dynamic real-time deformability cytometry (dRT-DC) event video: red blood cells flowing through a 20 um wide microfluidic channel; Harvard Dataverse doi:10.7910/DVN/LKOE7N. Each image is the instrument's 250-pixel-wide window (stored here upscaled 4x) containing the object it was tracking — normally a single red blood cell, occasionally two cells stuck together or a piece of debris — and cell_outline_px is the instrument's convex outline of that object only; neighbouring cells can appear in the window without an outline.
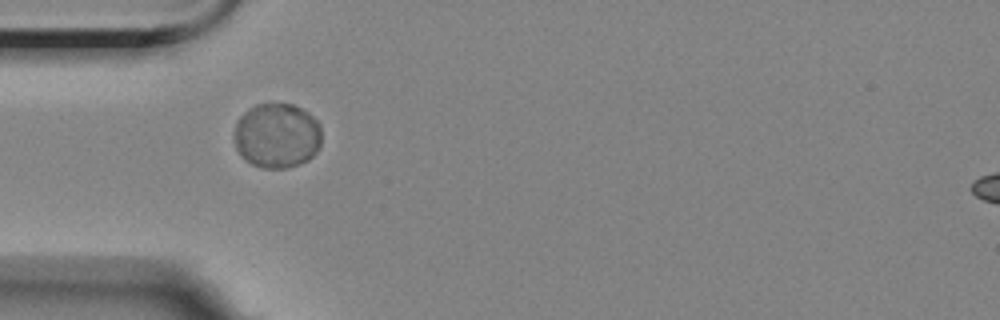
{"species": "Egyptian fruit bat (a non-hibernating species)", "species_latin": "Rousettus aegyptiacus", "temperature_condition": "room temperature", "stored_images_in_passage": 2, "camera_frame_rate_fps": 3000, "um_per_image_px": 0.085, "animal": {"sex": "female"}, "frame": {"image": 1, "passage_image": 1, "time_ms": 0.0, "image_size_px": [1000, 320], "cell_outline_px": [[320, 148], [308, 160], [284, 168], [264, 168], [252, 164], [236, 148], [232, 136], [236, 120], [244, 112], [256, 104], [268, 100], [292, 104], [308, 112], [320, 124]], "centroid_in_image_um": [23.51, 11.47], "position_along_channel_um": 61.5, "area_um2": 33.58}}
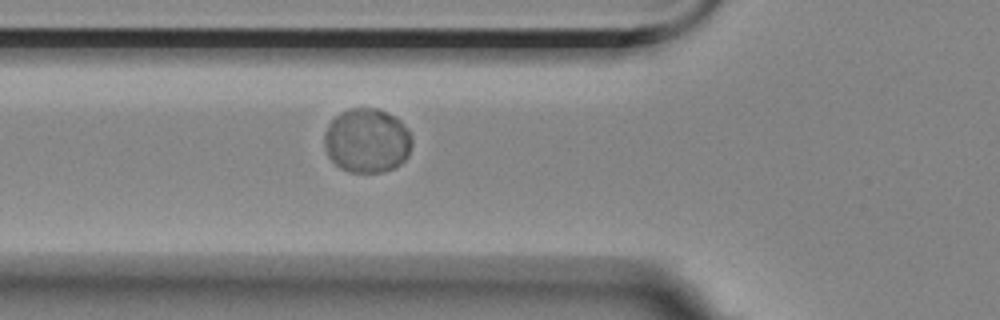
{"frame": {"image": 2, "passage_image": 2, "time_ms": 1.0, "image_size_px": [1000, 320], "cell_outline_px": [[412, 144], [408, 156], [400, 164], [392, 168], [380, 172], [348, 172], [340, 168], [328, 156], [324, 144], [324, 132], [328, 124], [336, 116], [348, 108], [376, 108], [400, 120], [408, 128], [412, 136]], "centroid_in_image_um": [31.19, 11.95], "position_along_channel_um": 94.6, "area_um2": 32.95}}